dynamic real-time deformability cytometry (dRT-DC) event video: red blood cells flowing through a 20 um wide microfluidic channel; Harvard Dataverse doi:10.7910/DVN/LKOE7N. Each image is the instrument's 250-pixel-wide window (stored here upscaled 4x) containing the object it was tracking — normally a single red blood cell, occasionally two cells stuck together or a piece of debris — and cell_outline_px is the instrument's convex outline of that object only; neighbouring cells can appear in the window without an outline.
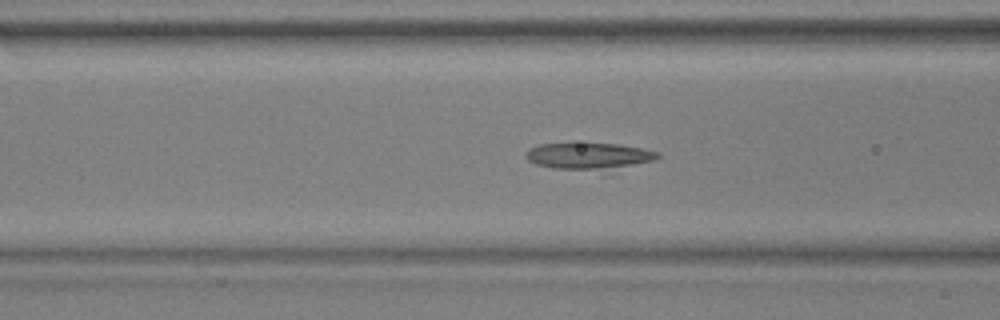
{"species": "common noctule bat (a hibernating species)", "species_latin": "Nyctalus noctula", "temperature_condition": "warm", "stored_images_in_passage": 55, "camera_frame_rate_fps": 3000, "um_per_image_px": 0.085, "animal": {"sex": "male", "body_mass_g": 17.9, "forearm_length_mm": 54.2}, "frame": {"image": 1, "passage_image": 22, "time_ms": 7.0, "image_size_px": [1000, 320], "cell_outline_px": [[660, 156], [652, 160], [632, 164], [592, 168], [552, 168], [536, 164], [528, 160], [524, 156], [528, 148], [540, 144], [616, 144], [640, 148], [660, 152]], "centroid_in_image_um": [49.94, 13.21], "position_along_channel_um": 116.7, "area_um2": 19.07}}
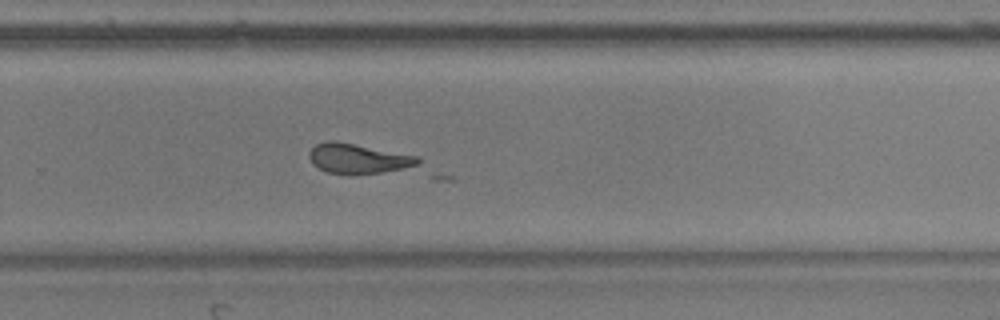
{"frame": {"image": 2, "passage_image": 37, "time_ms": 12.0, "image_size_px": [1000, 320], "cell_outline_px": [[420, 164], [404, 168], [380, 172], [348, 176], [328, 172], [312, 164], [308, 156], [308, 152], [316, 144], [328, 140], [336, 140], [420, 156]], "centroid_in_image_um": [30.42, 13.48], "position_along_channel_um": 299.4, "area_um2": 19.31}}
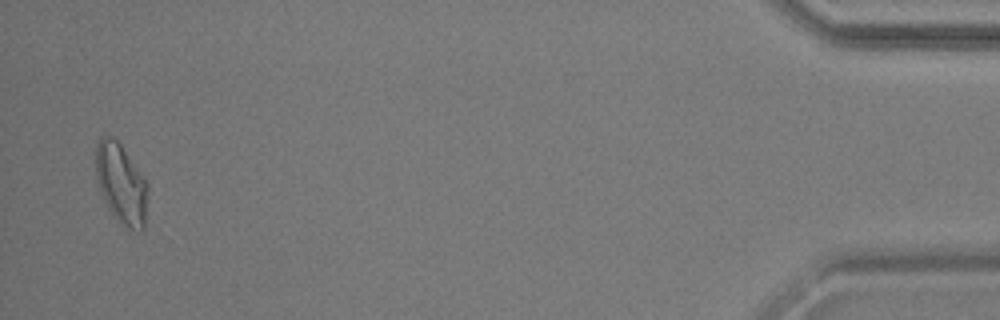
{"frame": {"image": 3, "passage_image": 54, "time_ms": 17.667, "image_size_px": [1000, 320], "cell_outline_px": [[148, 184], [144, 228], [140, 232], [128, 228], [112, 212], [104, 200], [96, 176], [96, 144], [100, 136], [112, 136], [120, 144], [144, 176]], "centroid_in_image_um": [10.31, 15.58], "position_along_channel_um": 424.9, "area_um2": 23.87}}